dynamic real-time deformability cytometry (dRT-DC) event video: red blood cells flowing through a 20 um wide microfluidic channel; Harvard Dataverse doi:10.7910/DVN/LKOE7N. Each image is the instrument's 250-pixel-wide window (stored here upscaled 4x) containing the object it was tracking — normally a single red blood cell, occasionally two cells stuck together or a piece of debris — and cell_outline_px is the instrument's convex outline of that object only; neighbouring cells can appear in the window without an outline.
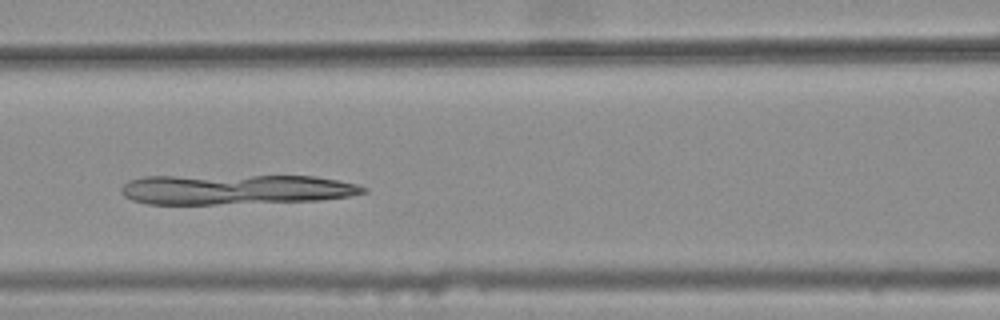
{"species": "common noctule bat (a hibernating species)", "species_latin": "Nyctalus noctula", "temperature_condition": "warm", "stored_images_in_passage": 28, "camera_frame_rate_fps": 3000, "um_per_image_px": 0.085, "animal": {"sex": "female", "body_mass_g": 25.1}, "frame": {"image": 1, "passage_image": 8, "time_ms": 2.333, "image_size_px": [1000, 320], "cell_outline_px": [[368, 192], [352, 196], [320, 200], [216, 204], [148, 204], [132, 200], [124, 196], [120, 192], [120, 188], [128, 180], [144, 176], [316, 176], [356, 184], [368, 188]], "centroid_in_image_um": [20.02, 16.1], "position_along_channel_um": 146.6, "area_um2": 42.54}}
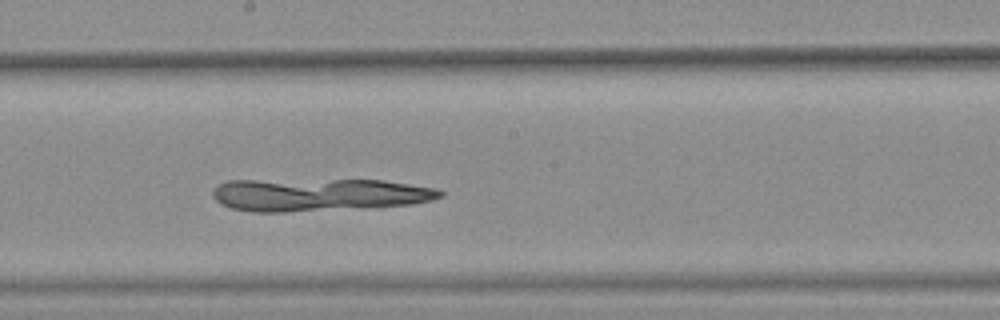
{"frame": {"image": 2, "passage_image": 14, "time_ms": 4.333, "image_size_px": [1000, 320], "cell_outline_px": [[444, 196], [432, 200], [412, 204], [284, 212], [252, 212], [232, 208], [216, 200], [212, 196], [212, 192], [216, 184], [228, 180], [384, 180], [436, 188], [444, 192]], "centroid_in_image_um": [27.07, 16.54], "position_along_channel_um": 221.1, "area_um2": 43.18}}
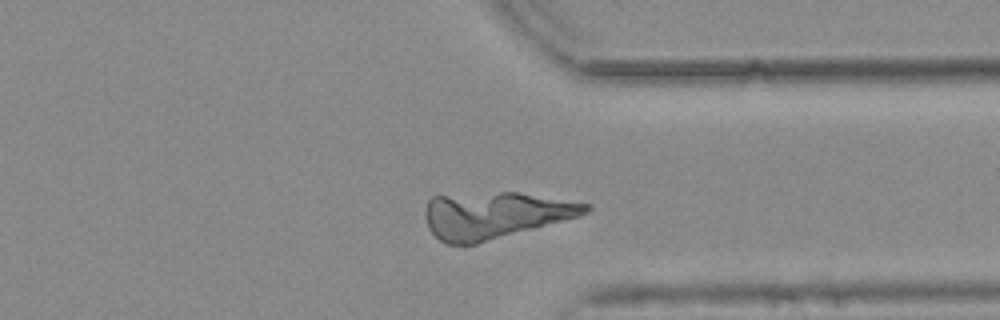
{"frame": {"image": 3, "passage_image": 26, "time_ms": 8.333, "image_size_px": [1000, 320], "cell_outline_px": [[592, 208], [588, 212], [580, 216], [476, 244], [448, 244], [440, 240], [428, 228], [424, 212], [424, 208], [428, 200], [432, 196], [500, 192], [516, 192], [588, 204]], "centroid_in_image_um": [42.02, 18.29], "position_along_channel_um": 369.4, "area_um2": 43.18}}